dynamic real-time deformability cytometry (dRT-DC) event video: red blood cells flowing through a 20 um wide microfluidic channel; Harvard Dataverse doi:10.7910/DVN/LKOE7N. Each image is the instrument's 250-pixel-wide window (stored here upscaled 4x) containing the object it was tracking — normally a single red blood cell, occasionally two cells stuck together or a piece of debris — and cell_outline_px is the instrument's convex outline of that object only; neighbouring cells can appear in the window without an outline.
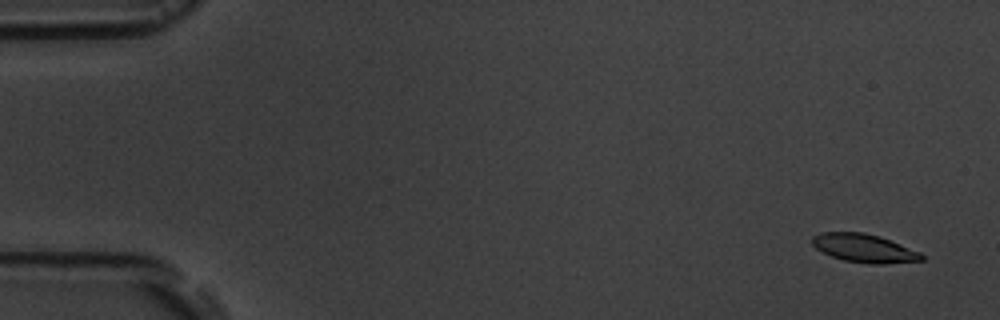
{"species": "common noctule bat (a hibernating species)", "species_latin": "Nyctalus noctula", "temperature_condition": "room temperature", "stored_images_in_passage": 5, "camera_frame_rate_fps": 3000, "um_per_image_px": 0.085, "animal": {"sex": "male", "body_mass_g": 19.5, "forearm_length_mm": 54.6}, "frame": {"image": 1, "passage_image": 1, "time_ms": 0.0, "image_size_px": [1000, 320], "cell_outline_px": [[924, 260], [884, 264], [868, 264], [844, 260], [832, 256], [816, 248], [812, 244], [812, 236], [820, 232], [864, 232], [880, 236], [920, 252], [924, 256]], "centroid_in_image_um": [73.46, 21.09], "position_along_channel_um": 11.5, "area_um2": 18.09}}
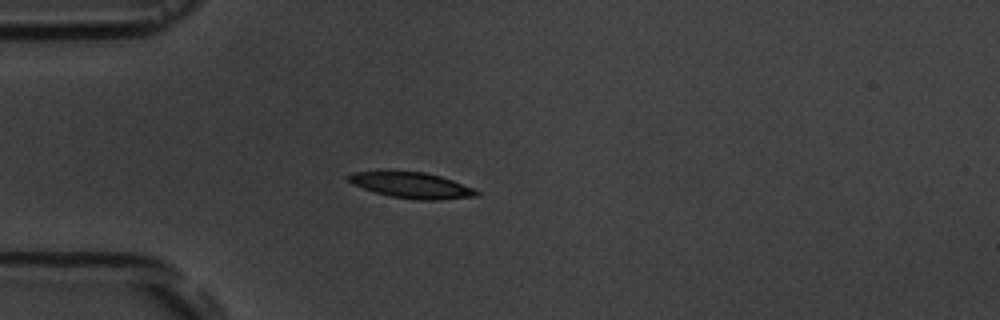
{"frame": {"image": 2, "passage_image": 5, "time_ms": 4.333, "image_size_px": [1000, 320], "cell_outline_px": [[480, 192], [476, 196], [440, 200], [416, 200], [392, 196], [376, 192], [352, 184], [344, 176], [352, 172], [388, 168], [424, 172], [440, 176], [476, 188]], "centroid_in_image_um": [34.92, 15.69], "position_along_channel_um": 50.1, "area_um2": 20.11}}